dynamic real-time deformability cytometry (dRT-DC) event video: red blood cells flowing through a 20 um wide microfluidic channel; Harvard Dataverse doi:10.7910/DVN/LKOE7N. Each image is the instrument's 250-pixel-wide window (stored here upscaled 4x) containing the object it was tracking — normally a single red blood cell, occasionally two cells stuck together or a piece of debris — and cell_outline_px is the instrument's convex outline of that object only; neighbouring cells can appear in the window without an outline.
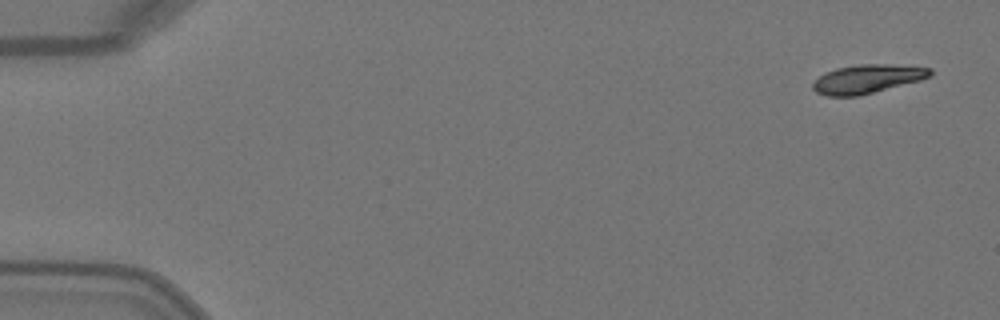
{"species": "Egyptian fruit bat (a non-hibernating species)", "species_latin": "Rousettus aegyptiacus", "temperature_condition": "warm", "stored_images_in_passage": 4, "camera_frame_rate_fps": 3000, "um_per_image_px": 0.085, "animal": {"sex": "female"}, "frame": {"image": 1, "passage_image": 1, "time_ms": 0.0, "image_size_px": [1000, 320], "cell_outline_px": [[932, 76], [920, 80], [860, 96], [828, 96], [816, 92], [812, 88], [812, 84], [824, 72], [836, 68], [860, 64], [888, 64], [932, 68]], "centroid_in_image_um": [73.72, 6.71], "position_along_channel_um": 11.3, "area_um2": 19.65}}
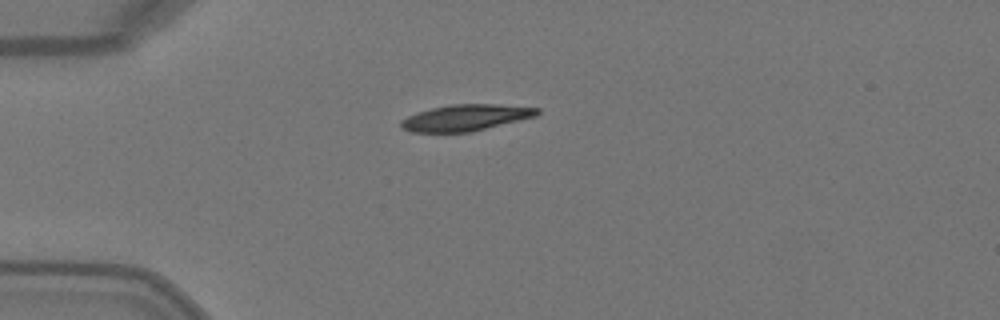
{"frame": {"image": 2, "passage_image": 4, "time_ms": 1.0, "image_size_px": [1000, 320], "cell_outline_px": [[540, 112], [536, 116], [472, 132], [412, 132], [400, 128], [400, 120], [416, 112], [432, 108], [452, 104], [500, 104], [540, 108]], "centroid_in_image_um": [39.57, 10.0], "position_along_channel_um": 45.4, "area_um2": 20.98}}